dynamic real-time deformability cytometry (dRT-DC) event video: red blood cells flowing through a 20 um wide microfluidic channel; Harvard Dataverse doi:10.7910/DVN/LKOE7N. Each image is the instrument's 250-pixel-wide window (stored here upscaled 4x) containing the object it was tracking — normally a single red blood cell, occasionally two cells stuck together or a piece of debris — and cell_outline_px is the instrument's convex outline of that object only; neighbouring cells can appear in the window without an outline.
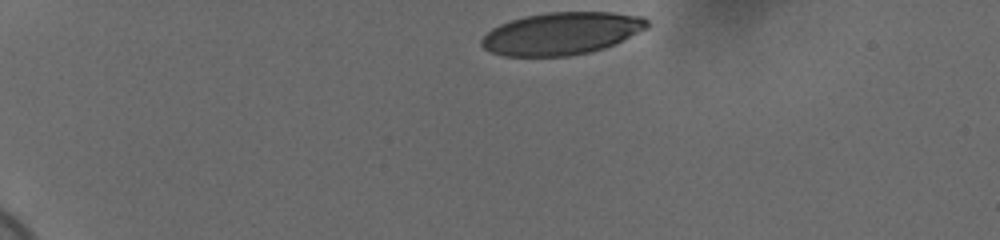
{"species": "human", "species_latin": "Homo sapiens", "temperature_condition": "cold", "stored_images_in_passage": 14, "camera_frame_rate_fps": 3000, "um_per_image_px": 0.085, "donor": {"sex": "female"}, "frame": {"image": 1, "passage_image": 1, "time_ms": 0.0, "image_size_px": [1000, 240], "cell_outline_px": [[648, 28], [604, 48], [588, 52], [568, 56], [504, 56], [492, 52], [484, 48], [480, 44], [480, 40], [492, 28], [500, 24], [524, 16], [548, 12], [612, 12], [644, 16], [648, 20]], "centroid_in_image_um": [47.73, 2.84], "position_along_channel_um": 37.3, "area_um2": 40.81}}
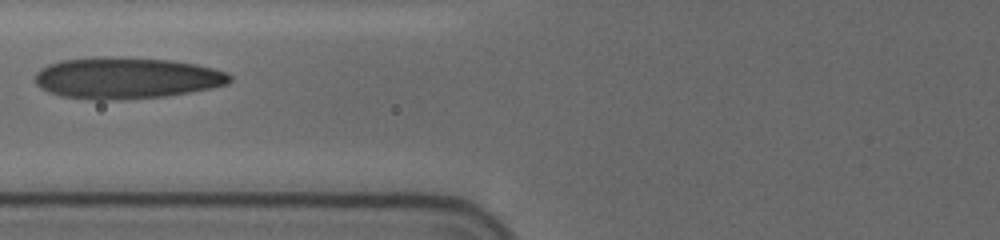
{"frame": {"image": 2, "passage_image": 10, "time_ms": 3.0, "image_size_px": [1000, 240], "cell_outline_px": [[232, 80], [228, 84], [188, 92], [164, 96], [108, 100], [96, 100], [60, 96], [48, 92], [40, 88], [36, 84], [36, 72], [40, 68], [48, 64], [60, 60], [92, 56], [112, 56], [172, 60], [196, 64], [228, 72], [232, 76]], "centroid_in_image_um": [10.7, 6.61], "position_along_channel_um": 115.1, "area_um2": 47.28}}
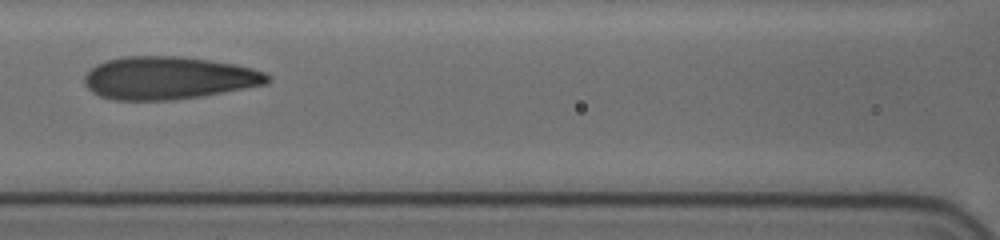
{"frame": {"image": 3, "passage_image": 12, "time_ms": 3.667, "image_size_px": [1000, 240], "cell_outline_px": [[268, 84], [200, 96], [172, 100], [112, 100], [100, 96], [92, 92], [84, 84], [84, 76], [96, 64], [108, 60], [124, 56], [184, 56], [236, 64], [252, 68], [264, 72], [268, 76]], "centroid_in_image_um": [14.3, 6.62], "position_along_channel_um": 152.3, "area_um2": 45.6}}